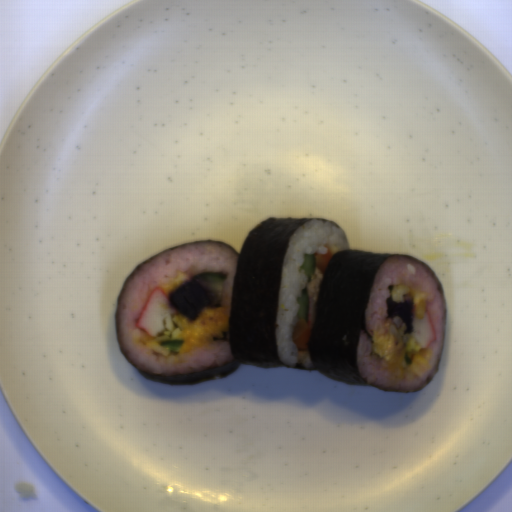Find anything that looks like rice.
Listing matches in <instances>:
<instances>
[{
	"label": "rice",
	"mask_w": 512,
	"mask_h": 512,
	"mask_svg": "<svg viewBox=\"0 0 512 512\" xmlns=\"http://www.w3.org/2000/svg\"><path fill=\"white\" fill-rule=\"evenodd\" d=\"M349 246L350 242L340 226L319 219L304 222L288 241L282 262L275 334L278 357L290 369L296 363L307 370L315 367L308 348L300 349L293 341L295 326L302 320L298 315L300 304L297 299L302 296L304 289L309 298L315 294L318 296L325 275L315 266L313 275L306 276L301 268L305 255H325L329 248L333 257L335 253L349 249Z\"/></svg>",
	"instance_id": "8eca5e8b"
},
{
	"label": "rice",
	"mask_w": 512,
	"mask_h": 512,
	"mask_svg": "<svg viewBox=\"0 0 512 512\" xmlns=\"http://www.w3.org/2000/svg\"><path fill=\"white\" fill-rule=\"evenodd\" d=\"M238 256L224 244L196 242L159 253L143 262L128 277L120 294L115 315L117 336L124 357L147 375L185 376L213 369L235 360L229 337L230 309ZM223 272L222 298L211 307L226 308L228 330L222 339L213 338L209 346L186 353L161 348L160 343L181 339V319L176 311L166 314L164 332L156 338L136 328L146 299L154 287L161 288L168 298L182 282L199 273ZM205 306V307H210Z\"/></svg>",
	"instance_id": "652b925c"
},
{
	"label": "rice",
	"mask_w": 512,
	"mask_h": 512,
	"mask_svg": "<svg viewBox=\"0 0 512 512\" xmlns=\"http://www.w3.org/2000/svg\"><path fill=\"white\" fill-rule=\"evenodd\" d=\"M390 285L409 288L410 291L405 294L412 297L418 293L427 295L426 312L430 314L437 339L419 352L406 349L411 334L403 333L406 329L405 323L399 317L387 318L386 301ZM364 324L371 337L360 331L356 359L359 374L368 384L381 390L409 392L420 391L434 378L443 348L446 309L433 277L423 265L401 257L386 260L374 277L364 311ZM374 334L395 337V356L390 362L375 354ZM405 352H408L413 361L410 366L404 363Z\"/></svg>",
	"instance_id": "023b6e5f"
}]
</instances>
